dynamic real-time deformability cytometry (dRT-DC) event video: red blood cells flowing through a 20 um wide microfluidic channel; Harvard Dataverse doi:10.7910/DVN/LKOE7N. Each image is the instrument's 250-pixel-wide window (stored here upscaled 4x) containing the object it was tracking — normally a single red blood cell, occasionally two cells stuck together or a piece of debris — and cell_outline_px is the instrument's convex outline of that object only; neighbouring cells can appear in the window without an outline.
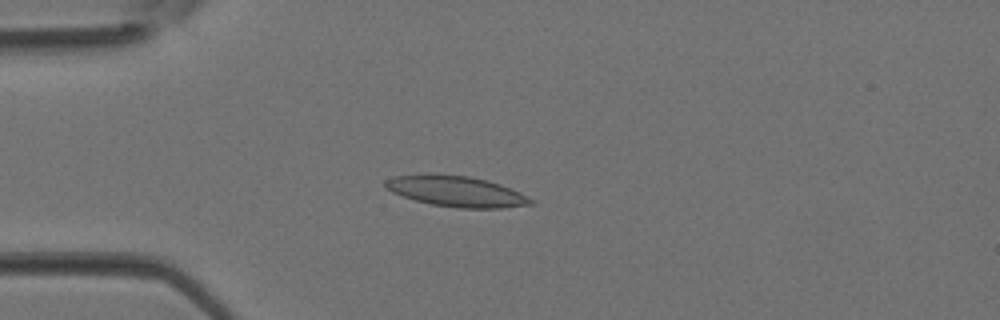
{"species": "Egyptian fruit bat (a non-hibernating species)", "species_latin": "Rousettus aegyptiacus", "temperature_condition": "room temperature", "stored_images_in_passage": 3, "camera_frame_rate_fps": 3000, "um_per_image_px": 0.085, "animal": {"sex": "female"}, "frame": {"image": 1, "passage_image": 3, "time_ms": 0.667, "image_size_px": [1000, 320], "cell_outline_px": [[536, 204], [500, 208], [456, 208], [432, 204], [416, 200], [392, 192], [384, 188], [384, 180], [392, 176], [428, 172], [436, 172], [468, 176], [488, 180], [500, 184], [520, 192], [532, 200]], "centroid_in_image_um": [38.72, 16.23], "position_along_channel_um": 46.3, "area_um2": 26.53}}